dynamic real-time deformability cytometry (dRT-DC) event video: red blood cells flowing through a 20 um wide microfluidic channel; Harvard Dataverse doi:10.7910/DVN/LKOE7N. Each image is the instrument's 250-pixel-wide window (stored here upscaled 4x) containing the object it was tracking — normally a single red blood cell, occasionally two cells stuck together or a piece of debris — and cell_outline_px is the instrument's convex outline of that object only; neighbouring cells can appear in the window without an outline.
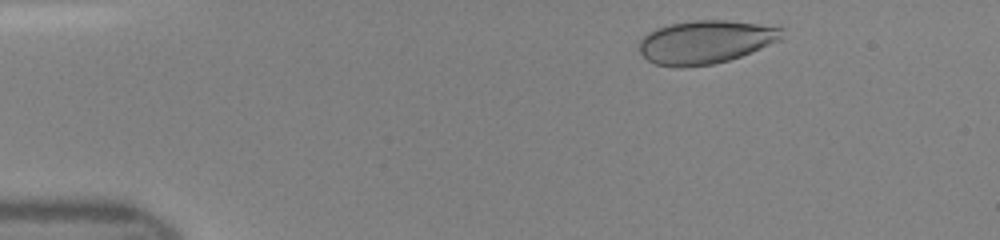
{"species": "human", "species_latin": "Homo sapiens", "temperature_condition": "room temperature", "stored_images_in_passage": 44, "camera_frame_rate_fps": 3000, "um_per_image_px": 0.085, "donor": {"sex": "female"}, "frame": {"image": 1, "passage_image": 4, "time_ms": 1.0, "image_size_px": [1000, 240], "cell_outline_px": [[784, 28], [780, 40], [740, 56], [728, 60], [712, 64], [676, 68], [656, 64], [648, 60], [640, 52], [640, 40], [648, 32], [656, 28], [672, 24], [692, 20], [724, 20], [756, 24]], "centroid_in_image_um": [59.94, 3.57], "position_along_channel_um": 25.1, "area_um2": 35.6}}
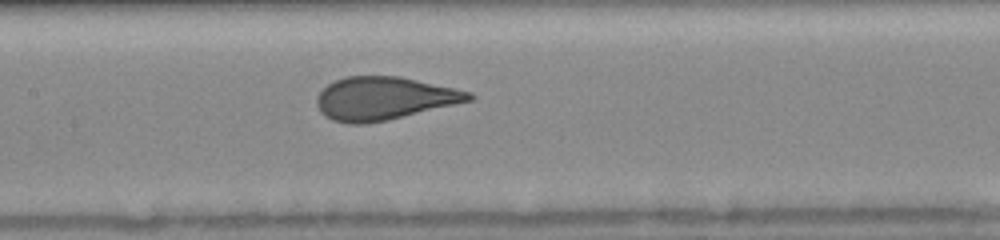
{"frame": {"image": 2, "passage_image": 20, "time_ms": 6.333, "image_size_px": [1000, 240], "cell_outline_px": [[476, 96], [472, 100], [388, 120], [364, 124], [348, 124], [332, 120], [324, 116], [320, 112], [316, 104], [316, 96], [328, 84], [344, 76], [400, 76], [472, 92]], "centroid_in_image_um": [32.62, 8.37], "position_along_channel_um": 174.8, "area_um2": 38.21}}
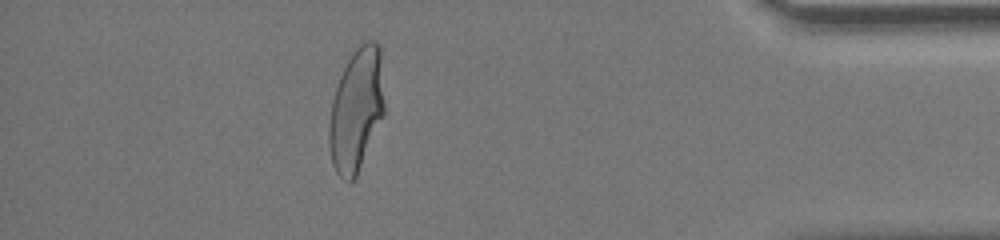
{"frame": {"image": 3, "passage_image": 39, "time_ms": 12.667, "image_size_px": [1000, 240], "cell_outline_px": [[384, 116], [356, 176], [352, 180], [344, 180], [336, 172], [332, 164], [328, 144], [328, 124], [332, 100], [340, 76], [352, 52], [360, 40], [376, 40], [380, 44], [384, 104]], "centroid_in_image_um": [30.29, 9.29], "position_along_channel_um": 404.9, "area_um2": 40.06}}